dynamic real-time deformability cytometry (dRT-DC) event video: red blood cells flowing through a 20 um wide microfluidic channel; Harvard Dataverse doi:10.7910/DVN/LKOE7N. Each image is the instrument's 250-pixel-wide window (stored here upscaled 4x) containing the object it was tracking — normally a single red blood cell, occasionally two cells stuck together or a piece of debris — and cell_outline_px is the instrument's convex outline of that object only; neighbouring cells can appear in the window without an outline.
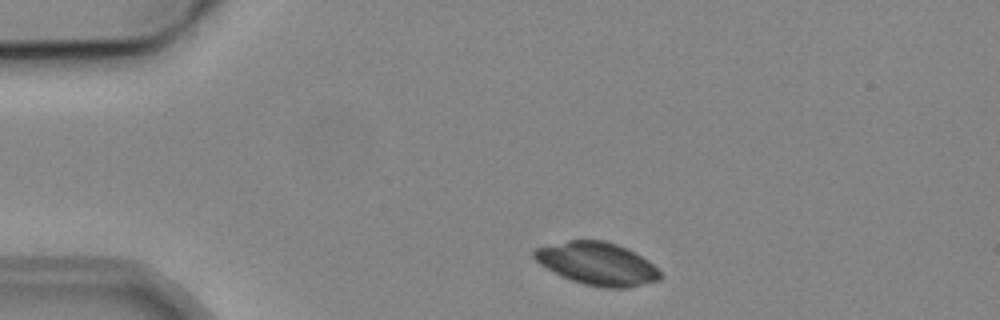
{"species": "common noctule bat (a hibernating species)", "species_latin": "Nyctalus noctula", "temperature_condition": "cold", "stored_images_in_passage": 5, "camera_frame_rate_fps": 3000, "um_per_image_px": 0.085, "animal": {"sex": "male", "body_mass_g": 19.2, "forearm_length_mm": 51.8}, "frame": {"image": 1, "passage_image": 1, "time_ms": 0.0, "image_size_px": [1000, 320], "cell_outline_px": [[660, 280], [628, 288], [600, 288], [584, 284], [572, 280], [540, 264], [532, 256], [532, 248], [568, 240], [604, 240], [616, 244], [648, 260], [660, 272]], "centroid_in_image_um": [50.73, 22.41], "position_along_channel_um": 34.3, "area_um2": 31.15}}